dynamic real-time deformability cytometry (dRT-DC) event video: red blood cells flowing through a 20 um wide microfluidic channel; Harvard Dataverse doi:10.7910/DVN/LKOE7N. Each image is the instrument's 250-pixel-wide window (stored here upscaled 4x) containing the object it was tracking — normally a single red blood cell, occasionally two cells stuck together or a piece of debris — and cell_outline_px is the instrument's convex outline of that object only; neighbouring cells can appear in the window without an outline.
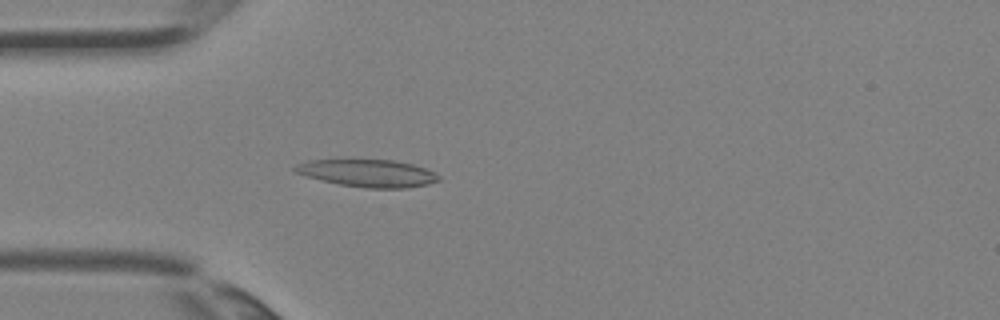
{"species": "Egyptian fruit bat (a non-hibernating species)", "species_latin": "Rousettus aegyptiacus", "temperature_condition": "room temperature", "stored_images_in_passage": 2, "camera_frame_rate_fps": 3000, "um_per_image_px": 0.085, "animal": {"sex": "female"}, "frame": {"image": 1, "passage_image": 2, "time_ms": 0.333, "image_size_px": [1000, 320], "cell_outline_px": [[440, 180], [428, 184], [404, 188], [368, 188], [340, 184], [292, 172], [292, 168], [296, 164], [308, 160], [392, 160], [412, 164], [424, 168], [440, 176]], "centroid_in_image_um": [31.24, 14.71], "position_along_channel_um": 53.8, "area_um2": 22.66}}